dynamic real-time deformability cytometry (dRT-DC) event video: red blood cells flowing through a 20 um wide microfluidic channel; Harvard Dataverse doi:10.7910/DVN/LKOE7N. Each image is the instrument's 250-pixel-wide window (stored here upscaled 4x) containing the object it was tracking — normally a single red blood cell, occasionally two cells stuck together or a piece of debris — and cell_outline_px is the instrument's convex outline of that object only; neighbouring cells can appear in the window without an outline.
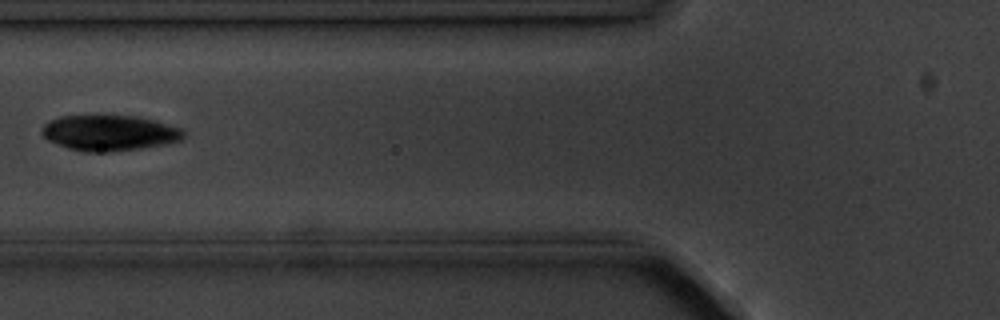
{"species": "common noctule bat (a hibernating species)", "species_latin": "Nyctalus noctula", "temperature_condition": "cold", "stored_images_in_passage": 7, "camera_frame_rate_fps": 3000, "um_per_image_px": 0.085, "animal": {"sex": "male", "body_mass_g": 20.1, "forearm_length_mm": 53.5}, "frame": {"image": 1, "passage_image": 7, "time_ms": 6.667, "image_size_px": [1000, 320], "cell_outline_px": [[184, 136], [180, 140], [164, 144], [140, 148], [108, 152], [84, 152], [68, 148], [56, 144], [48, 140], [40, 132], [40, 128], [48, 120], [60, 116], [140, 116], [156, 120], [184, 128]], "centroid_in_image_um": [9.29, 11.29], "position_along_channel_um": 116.5, "area_um2": 29.65}}